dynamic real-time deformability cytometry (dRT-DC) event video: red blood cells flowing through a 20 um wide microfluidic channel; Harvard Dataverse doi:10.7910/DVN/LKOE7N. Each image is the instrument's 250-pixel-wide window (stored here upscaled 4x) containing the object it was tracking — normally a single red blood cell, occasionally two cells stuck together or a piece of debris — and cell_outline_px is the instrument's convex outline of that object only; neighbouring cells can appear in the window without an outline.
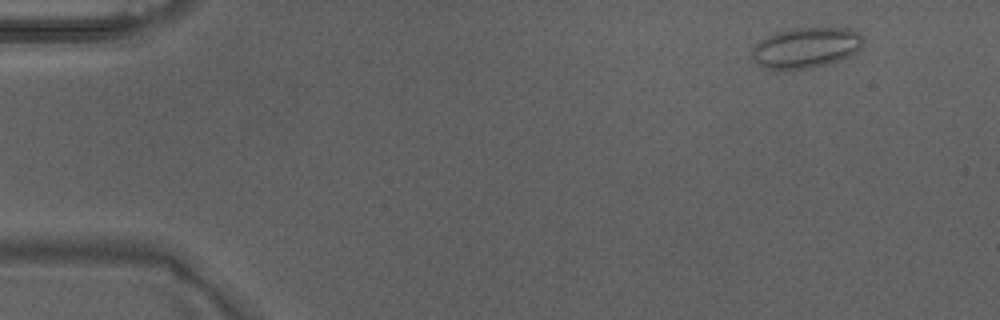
{"species": "Egyptian fruit bat (a non-hibernating species)", "species_latin": "Rousettus aegyptiacus", "temperature_condition": "warm", "stored_images_in_passage": 5, "camera_frame_rate_fps": 3000, "um_per_image_px": 0.085, "animal": {"sex": "male"}, "frame": {"image": 1, "passage_image": 1, "time_ms": 0.0, "image_size_px": [1000, 320], "cell_outline_px": [[864, 40], [860, 48], [856, 52], [848, 56], [824, 64], [808, 68], [784, 72], [776, 72], [764, 68], [752, 60], [752, 48], [760, 40], [776, 32], [796, 28], [848, 28], [856, 32]], "centroid_in_image_um": [68.42, 4.09], "position_along_channel_um": 16.6, "area_um2": 26.41}}